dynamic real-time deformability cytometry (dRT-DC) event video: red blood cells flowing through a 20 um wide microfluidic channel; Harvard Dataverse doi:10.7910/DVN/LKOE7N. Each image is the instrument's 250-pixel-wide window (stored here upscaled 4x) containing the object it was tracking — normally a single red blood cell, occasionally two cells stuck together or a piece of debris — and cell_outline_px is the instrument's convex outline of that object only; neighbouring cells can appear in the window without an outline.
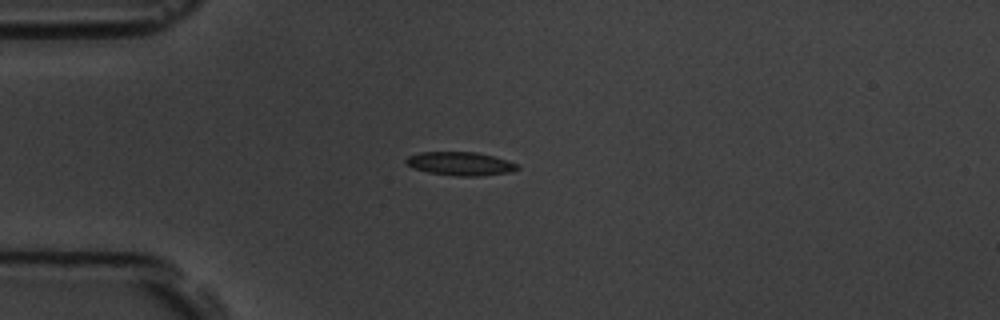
{"species": "common noctule bat (a hibernating species)", "species_latin": "Nyctalus noctula", "temperature_condition": "room temperature", "stored_images_in_passage": 4, "camera_frame_rate_fps": 3000, "um_per_image_px": 0.085, "animal": {"sex": "male", "body_mass_g": 19.5, "forearm_length_mm": 54.6}, "frame": {"image": 1, "passage_image": 3, "time_ms": 3.0, "image_size_px": [1000, 320], "cell_outline_px": [[520, 168], [512, 172], [480, 176], [460, 176], [428, 172], [412, 168], [404, 160], [408, 156], [420, 152], [476, 152], [508, 160], [516, 164]], "centroid_in_image_um": [39.13, 13.91], "position_along_channel_um": 45.9, "area_um2": 15.2}}